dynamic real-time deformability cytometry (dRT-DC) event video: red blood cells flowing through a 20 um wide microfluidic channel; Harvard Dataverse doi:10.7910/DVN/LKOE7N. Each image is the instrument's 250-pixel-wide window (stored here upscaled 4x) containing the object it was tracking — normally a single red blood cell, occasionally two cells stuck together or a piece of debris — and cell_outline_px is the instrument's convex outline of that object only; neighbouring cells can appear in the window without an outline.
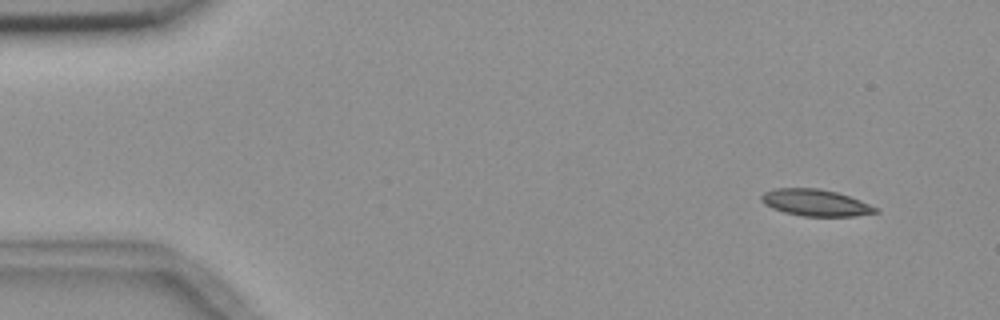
{"species": "common noctule bat (a hibernating species)", "species_latin": "Nyctalus noctula", "temperature_condition": "room temperature", "stored_images_in_passage": 4, "camera_frame_rate_fps": 3000, "um_per_image_px": 0.085, "animal": {"sex": "female", "body_mass_g": 18.4}, "frame": {"image": 1, "passage_image": 1, "time_ms": 0.0, "image_size_px": [1000, 320], "cell_outline_px": [[880, 212], [856, 216], [804, 216], [784, 212], [772, 208], [764, 204], [760, 200], [760, 196], [764, 192], [776, 188], [820, 188], [836, 192], [860, 200], [880, 208]], "centroid_in_image_um": [69.34, 17.23], "position_along_channel_um": 15.7, "area_um2": 17.86}}
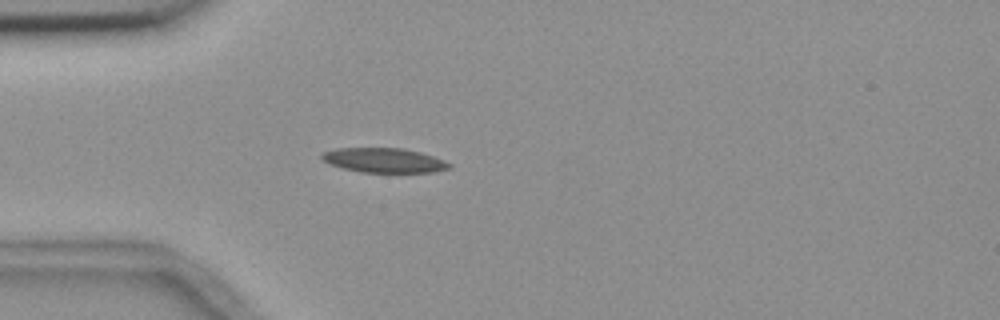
{"frame": {"image": 2, "passage_image": 4, "time_ms": 3.667, "image_size_px": [1000, 320], "cell_outline_px": [[452, 164], [448, 168], [432, 172], [360, 172], [340, 168], [324, 160], [320, 156], [324, 152], [336, 148], [404, 148], [420, 152], [444, 160]], "centroid_in_image_um": [32.63, 13.62], "position_along_channel_um": 52.4, "area_um2": 18.09}}